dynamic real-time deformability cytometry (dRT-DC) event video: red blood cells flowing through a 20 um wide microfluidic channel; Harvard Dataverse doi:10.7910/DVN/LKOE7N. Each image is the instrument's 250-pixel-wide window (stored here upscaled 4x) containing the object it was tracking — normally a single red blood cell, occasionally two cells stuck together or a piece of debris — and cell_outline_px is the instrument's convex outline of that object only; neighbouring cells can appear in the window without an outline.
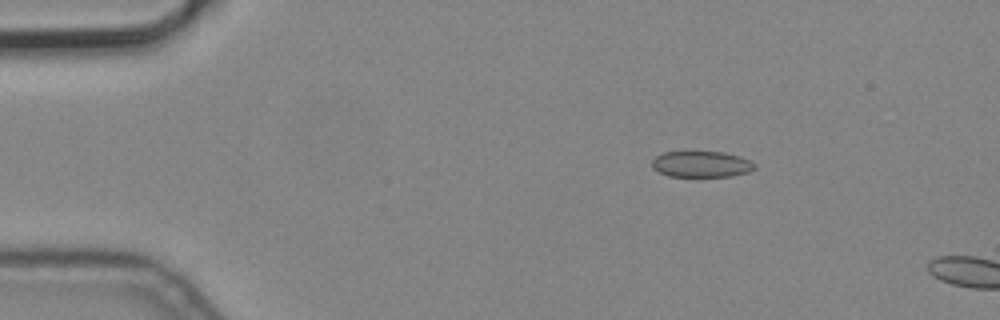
{"species": "common noctule bat (a hibernating species)", "species_latin": "Nyctalus noctula", "temperature_condition": "cold", "stored_images_in_passage": 3, "camera_frame_rate_fps": 3000, "um_per_image_px": 0.085, "animal": {"sex": "male", "body_mass_g": 19.2, "forearm_length_mm": 51.8}, "frame": {"image": 1, "passage_image": 2, "time_ms": 0.333, "image_size_px": [1000, 320], "cell_outline_px": [[756, 168], [748, 172], [732, 176], [668, 176], [652, 168], [652, 160], [656, 156], [664, 152], [724, 152], [740, 156], [752, 160], [756, 164]], "centroid_in_image_um": [59.66, 13.95], "position_along_channel_um": 25.3, "area_um2": 15.66}}